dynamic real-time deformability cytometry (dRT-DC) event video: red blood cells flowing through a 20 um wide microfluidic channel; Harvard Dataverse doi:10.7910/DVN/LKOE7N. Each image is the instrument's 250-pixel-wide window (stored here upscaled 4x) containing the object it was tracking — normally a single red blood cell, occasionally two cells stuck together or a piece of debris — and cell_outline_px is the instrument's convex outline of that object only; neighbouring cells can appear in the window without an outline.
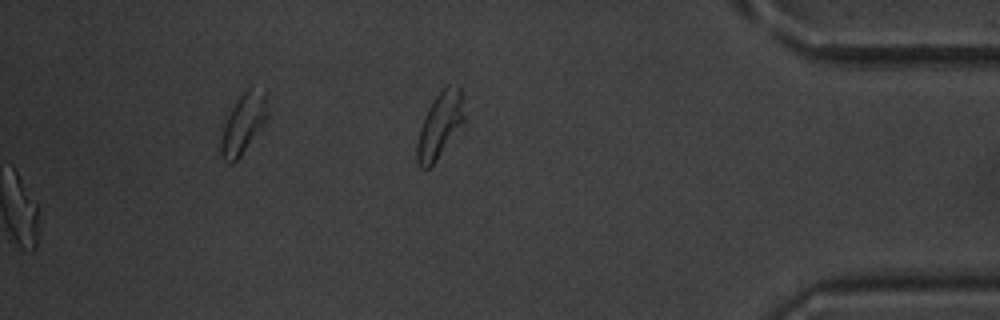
{"species": "common noctule bat (a hibernating species)", "species_latin": "Nyctalus noctula", "temperature_condition": "warm", "stored_images_in_passage": 55, "segment_of_instrument_passage": [2, 2], "camera_frame_rate_fps": 3000, "um_per_image_px": 0.085, "animal": {"sex": "male", "body_mass_g": 20.1, "forearm_length_mm": 53.5}, "frame": {"image": 1, "passage_image": 55, "time_ms": 18.0, "image_size_px": [1000, 320], "cell_outline_px": [[464, 120], [436, 160], [428, 168], [420, 168], [416, 160], [416, 144], [420, 128], [424, 116], [428, 108], [436, 96], [448, 84], [460, 84], [464, 116]], "centroid_in_image_um": [37.36, 10.62], "position_along_channel_um": 397.8, "area_um2": 17.69}}